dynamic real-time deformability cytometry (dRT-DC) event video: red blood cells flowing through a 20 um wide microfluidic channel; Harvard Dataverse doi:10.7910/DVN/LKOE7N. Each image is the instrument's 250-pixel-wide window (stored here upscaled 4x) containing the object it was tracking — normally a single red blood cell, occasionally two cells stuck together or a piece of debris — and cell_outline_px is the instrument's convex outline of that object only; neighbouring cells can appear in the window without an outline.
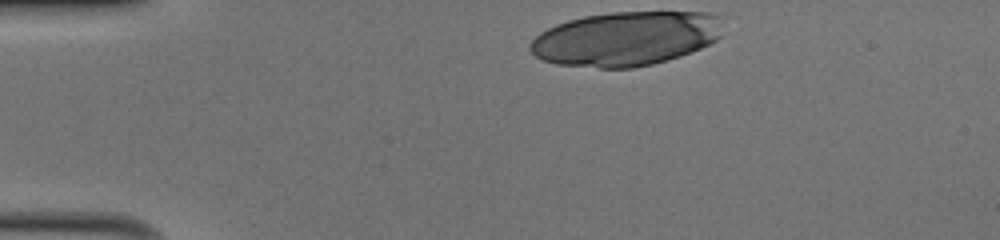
{"species": "human", "species_latin": "Homo sapiens", "temperature_condition": "cold", "stored_images_in_passage": 32, "camera_frame_rate_fps": 3000, "um_per_image_px": 0.085, "donor": {"sex": "male"}, "frame": {"image": 1, "passage_image": 1, "time_ms": 0.0, "image_size_px": [1000, 240], "cell_outline_px": [[720, 36], [716, 40], [700, 48], [680, 56], [652, 64], [632, 68], [600, 68], [556, 64], [544, 60], [536, 56], [528, 48], [528, 44], [540, 32], [556, 24], [568, 20], [584, 16], [612, 12], [716, 12], [720, 16]], "centroid_in_image_um": [53.18, 3.28], "position_along_channel_um": 31.8, "area_um2": 61.04}}